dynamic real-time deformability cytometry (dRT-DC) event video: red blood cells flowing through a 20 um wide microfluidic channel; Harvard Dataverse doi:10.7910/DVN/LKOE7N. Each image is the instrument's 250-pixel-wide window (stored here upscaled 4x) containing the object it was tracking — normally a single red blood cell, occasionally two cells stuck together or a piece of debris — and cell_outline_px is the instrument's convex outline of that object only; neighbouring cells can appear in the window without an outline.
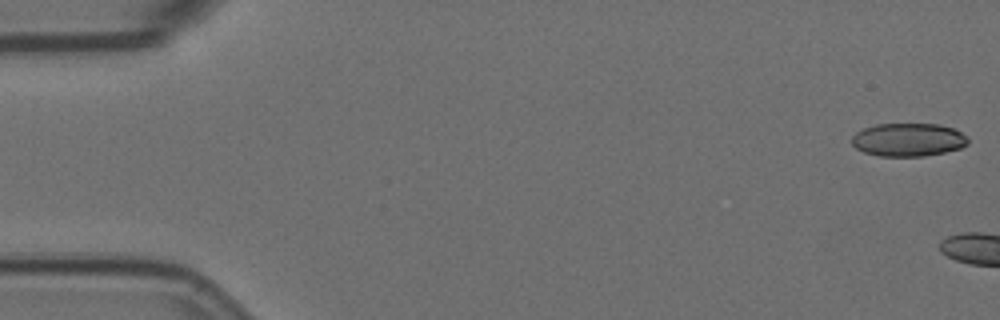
{"species": "Egyptian fruit bat (a non-hibernating species)", "species_latin": "Rousettus aegyptiacus", "temperature_condition": "room temperature", "stored_images_in_passage": 5, "camera_frame_rate_fps": 3000, "um_per_image_px": 0.085, "animal": {"sex": "female"}, "frame": {"image": 1, "passage_image": 1, "time_ms": 0.0, "image_size_px": [1000, 320], "cell_outline_px": [[968, 144], [960, 148], [944, 152], [924, 156], [880, 156], [864, 152], [856, 148], [852, 144], [852, 136], [856, 132], [864, 128], [876, 124], [940, 124], [952, 128], [968, 136]], "centroid_in_image_um": [77.2, 11.87], "position_along_channel_um": 7.8, "area_um2": 22.48}}